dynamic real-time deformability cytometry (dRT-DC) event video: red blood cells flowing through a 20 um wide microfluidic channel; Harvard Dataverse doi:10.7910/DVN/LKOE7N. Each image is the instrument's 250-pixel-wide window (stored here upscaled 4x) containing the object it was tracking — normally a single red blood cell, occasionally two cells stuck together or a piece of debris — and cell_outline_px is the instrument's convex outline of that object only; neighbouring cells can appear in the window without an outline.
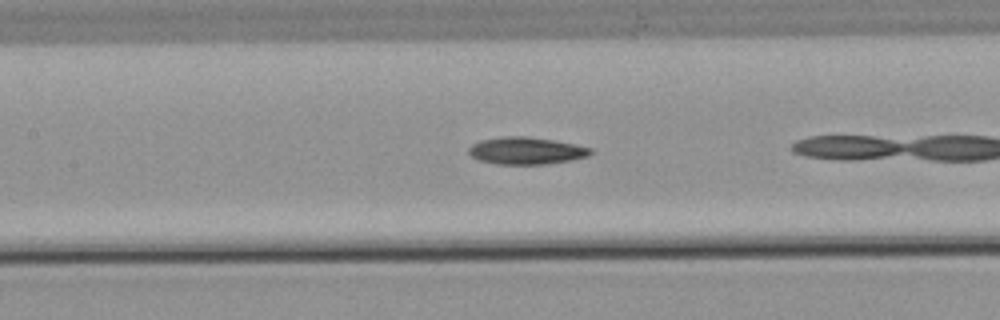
{"species": "common noctule bat (a hibernating species)", "species_latin": "Nyctalus noctula", "temperature_condition": "warm", "stored_images_in_passage": 18, "camera_frame_rate_fps": 3000, "um_per_image_px": 0.085, "animal": {"sex": "male", "body_mass_g": 21.5, "forearm_length_mm": 52.0}, "frame": {"image": 1, "passage_image": 8, "time_ms": 2.333, "image_size_px": [1000, 320], "cell_outline_px": [[592, 152], [588, 156], [572, 160], [544, 164], [496, 164], [480, 160], [472, 156], [468, 152], [468, 148], [472, 144], [480, 140], [500, 136], [528, 136], [552, 140], [592, 148]], "centroid_in_image_um": [44.7, 12.8], "position_along_channel_um": 162.7, "area_um2": 19.25}}
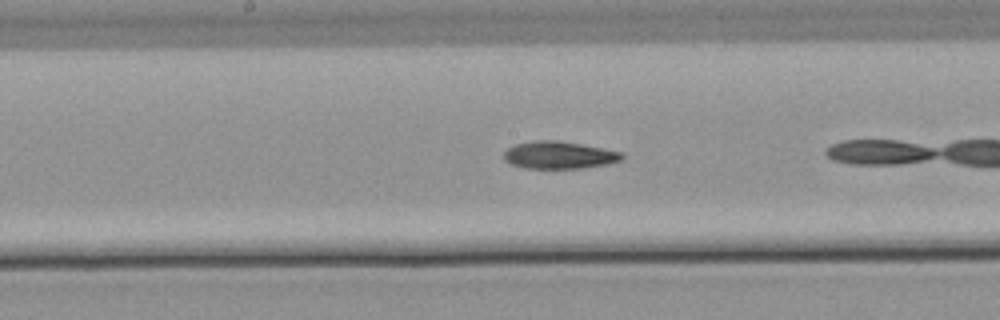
{"frame": {"image": 2, "passage_image": 11, "time_ms": 3.333, "image_size_px": [1000, 320], "cell_outline_px": [[624, 156], [620, 160], [608, 164], [584, 168], [524, 168], [512, 164], [504, 160], [504, 152], [508, 148], [516, 144], [532, 140], [556, 140], [580, 144], [624, 152]], "centroid_in_image_um": [47.53, 13.18], "position_along_channel_um": 200.7, "area_um2": 18.84}}